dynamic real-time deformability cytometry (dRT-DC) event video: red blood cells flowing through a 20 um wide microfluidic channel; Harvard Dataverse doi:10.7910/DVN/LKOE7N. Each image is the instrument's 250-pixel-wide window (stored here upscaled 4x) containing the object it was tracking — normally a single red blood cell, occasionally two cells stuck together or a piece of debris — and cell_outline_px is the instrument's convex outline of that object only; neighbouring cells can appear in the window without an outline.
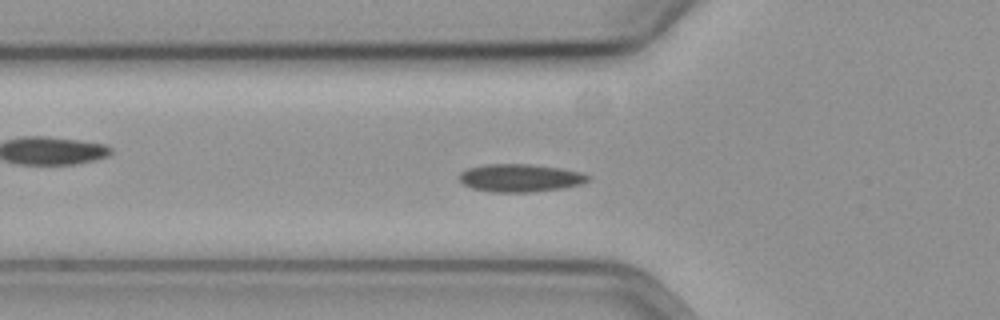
{"species": "common noctule bat (a hibernating species)", "species_latin": "Nyctalus noctula", "temperature_condition": "cold", "stored_images_in_passage": 59, "segment_of_instrument_passage": [1, 2], "camera_frame_rate_fps": 3000, "um_per_image_px": 0.085, "animal": {"sex": "female", "body_mass_g": 19.3, "forearm_length_mm": 54.1}, "frame": {"image": 1, "passage_image": 20, "time_ms": 6.333, "image_size_px": [1000, 320], "cell_outline_px": [[592, 180], [580, 184], [564, 188], [528, 192], [492, 192], [472, 188], [464, 184], [460, 180], [460, 172], [468, 168], [488, 164], [528, 164], [560, 168], [580, 172], [592, 176]], "centroid_in_image_um": [44.25, 15.12], "position_along_channel_um": 81.5, "area_um2": 20.87}}
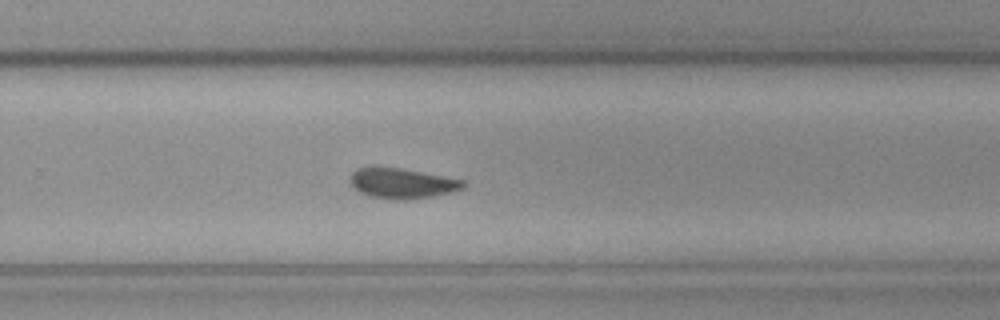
{"frame": {"image": 2, "passage_image": 38, "time_ms": 12.333, "image_size_px": [1000, 320], "cell_outline_px": [[464, 188], [432, 196], [408, 200], [388, 200], [368, 196], [356, 192], [348, 180], [348, 176], [356, 168], [372, 164], [376, 164], [400, 168], [464, 180]], "centroid_in_image_um": [34.01, 15.56], "position_along_channel_um": 295.8, "area_um2": 20.69}}
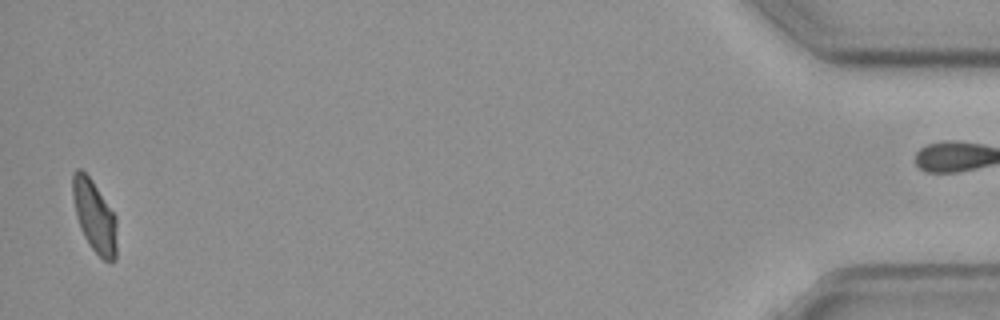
{"frame": {"image": 3, "passage_image": 57, "time_ms": 18.667, "image_size_px": [1000, 320], "cell_outline_px": [[116, 260], [112, 264], [108, 264], [88, 244], [80, 228], [76, 216], [72, 196], [72, 172], [76, 168], [80, 168], [92, 180], [116, 216]], "centroid_in_image_um": [8.02, 18.39], "position_along_channel_um": 427.2, "area_um2": 18.73}}